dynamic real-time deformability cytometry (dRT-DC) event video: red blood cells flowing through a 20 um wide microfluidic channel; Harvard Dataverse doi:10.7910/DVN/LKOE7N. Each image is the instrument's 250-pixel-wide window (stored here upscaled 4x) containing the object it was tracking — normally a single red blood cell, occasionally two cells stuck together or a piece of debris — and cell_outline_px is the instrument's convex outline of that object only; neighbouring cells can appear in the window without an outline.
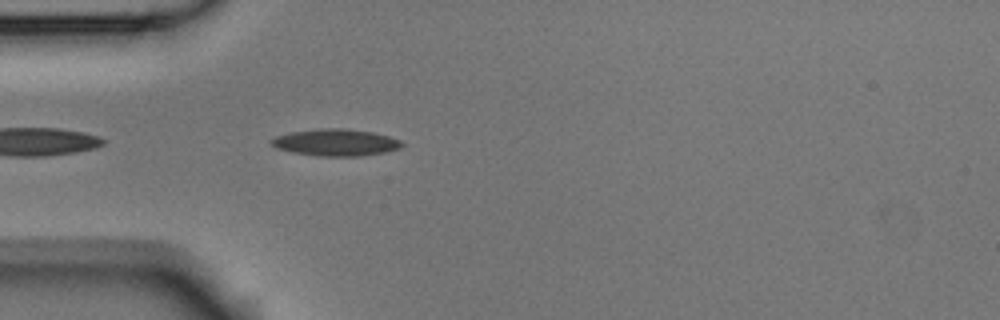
{"species": "Egyptian fruit bat (a non-hibernating species)", "species_latin": "Rousettus aegyptiacus", "temperature_condition": "room temperature", "stored_images_in_passage": 1, "camera_frame_rate_fps": 3000, "um_per_image_px": 0.085, "animal": {"sex": "male"}, "frame": {"image": 1, "passage_image": 1, "time_ms": 0.0, "image_size_px": [1000, 320], "cell_outline_px": [[404, 144], [400, 148], [384, 152], [360, 156], [320, 156], [292, 152], [276, 148], [268, 140], [276, 136], [288, 132], [320, 128], [344, 128], [372, 132], [388, 136], [400, 140]], "centroid_in_image_um": [28.5, 12.1], "position_along_channel_um": 56.5, "area_um2": 20.46}}